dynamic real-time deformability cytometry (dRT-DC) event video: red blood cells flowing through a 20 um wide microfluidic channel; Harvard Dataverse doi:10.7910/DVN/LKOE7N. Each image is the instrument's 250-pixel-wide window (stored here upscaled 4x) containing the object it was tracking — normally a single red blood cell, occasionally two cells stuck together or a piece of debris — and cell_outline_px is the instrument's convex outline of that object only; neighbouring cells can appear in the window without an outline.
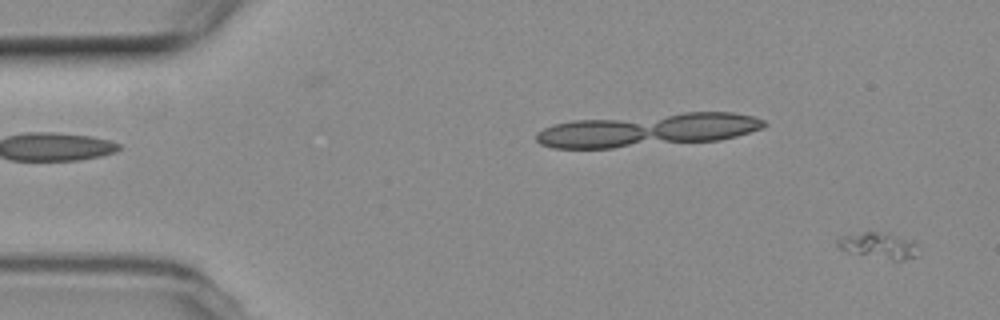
{"species": "common noctule bat (a hibernating species)", "species_latin": "Nyctalus noctula", "temperature_condition": "room temperature", "stored_images_in_passage": 4, "camera_frame_rate_fps": 3000, "um_per_image_px": 0.085, "animal": {"sex": "female", "body_mass_g": 19.3, "forearm_length_mm": 54.1}, "frame": {"image": 1, "passage_image": 4, "time_ms": 3.333, "image_size_px": [1000, 320], "cell_outline_px": [[916, 256], [904, 260], [892, 260], [848, 252], [840, 248], [836, 244], [836, 240], [840, 236], [864, 232], [888, 232], [912, 240], [916, 244]], "centroid_in_image_um": [74.67, 20.86], "position_along_channel_um": 10.3, "area_um2": 12.25}}